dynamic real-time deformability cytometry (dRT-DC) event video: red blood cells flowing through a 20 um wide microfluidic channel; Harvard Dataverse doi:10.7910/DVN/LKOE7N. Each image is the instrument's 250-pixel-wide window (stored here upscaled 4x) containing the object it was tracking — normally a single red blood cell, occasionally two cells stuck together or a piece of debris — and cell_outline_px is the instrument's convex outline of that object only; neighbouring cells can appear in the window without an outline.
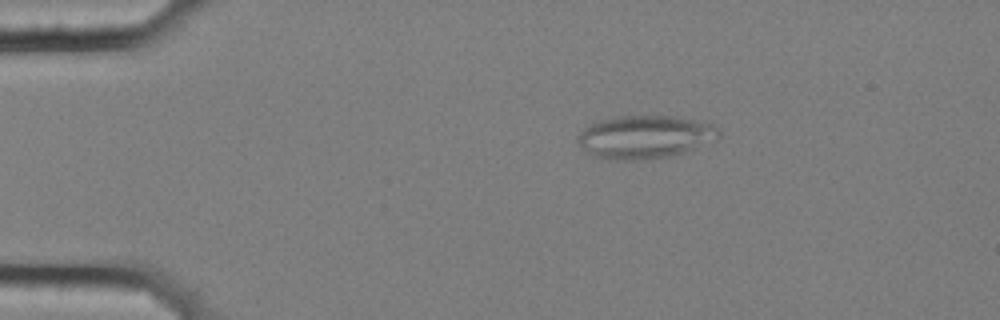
{"species": "common noctule bat (a hibernating species)", "species_latin": "Nyctalus noctula", "temperature_condition": "cold", "stored_images_in_passage": 58, "segment_of_instrument_passage": [1, 2], "camera_frame_rate_fps": 3000, "um_per_image_px": 0.085, "animal": {"sex": "female", "body_mass_g": 25.1}, "frame": {"image": 1, "passage_image": 11, "time_ms": 3.333, "image_size_px": [1000, 320], "cell_outline_px": [[720, 136], [684, 152], [664, 156], [632, 160], [596, 156], [584, 152], [580, 148], [576, 140], [580, 132], [584, 128], [592, 124], [604, 120], [624, 116], [672, 116], [696, 120], [712, 124], [720, 132]], "centroid_in_image_um": [54.78, 11.62], "position_along_channel_um": 30.2, "area_um2": 34.39}}